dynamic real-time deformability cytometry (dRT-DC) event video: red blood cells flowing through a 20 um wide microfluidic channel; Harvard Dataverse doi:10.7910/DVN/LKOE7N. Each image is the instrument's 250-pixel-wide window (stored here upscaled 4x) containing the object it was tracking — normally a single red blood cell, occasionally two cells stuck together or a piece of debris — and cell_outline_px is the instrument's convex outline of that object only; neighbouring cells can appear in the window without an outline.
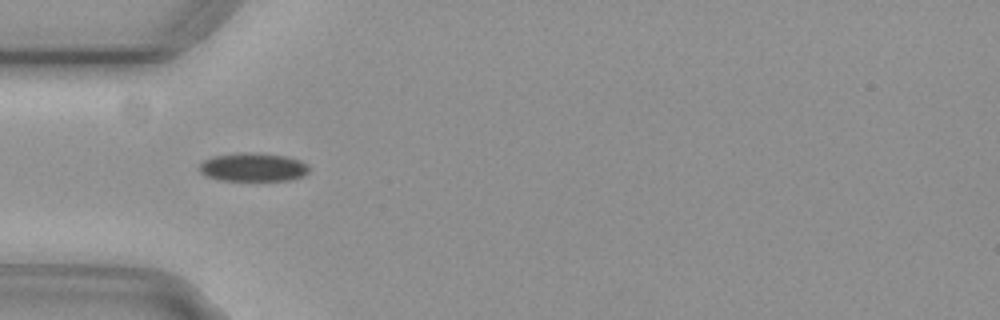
{"species": "common noctule bat (a hibernating species)", "species_latin": "Nyctalus noctula", "temperature_condition": "cold", "stored_images_in_passage": 39, "camera_frame_rate_fps": 3000, "um_per_image_px": 0.085, "animal": {"sex": "female", "body_mass_g": 29.2, "forearm_length_mm": 56.3}, "frame": {"image": 1, "passage_image": 1, "time_ms": 0.0, "image_size_px": [1000, 320], "cell_outline_px": [[308, 172], [304, 176], [292, 180], [220, 180], [204, 176], [196, 168], [204, 160], [212, 156], [236, 152], [248, 152], [284, 156], [300, 160], [308, 164]], "centroid_in_image_um": [21.47, 14.21], "position_along_channel_um": 63.5, "area_um2": 18.44}}
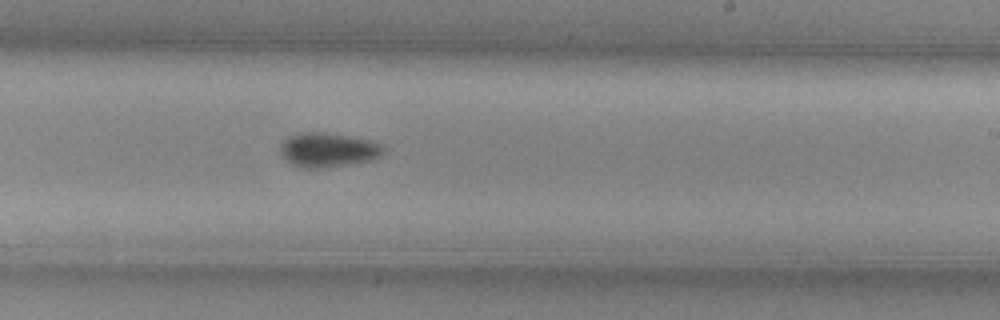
{"frame": {"image": 2, "passage_image": 17, "time_ms": 5.333, "image_size_px": [1000, 320], "cell_outline_px": [[388, 148], [376, 160], [324, 168], [300, 168], [292, 164], [280, 152], [280, 144], [288, 136], [300, 132], [320, 132], [348, 136], [372, 140]], "centroid_in_image_um": [27.93, 12.75], "position_along_channel_um": 261.1, "area_um2": 20.92}}
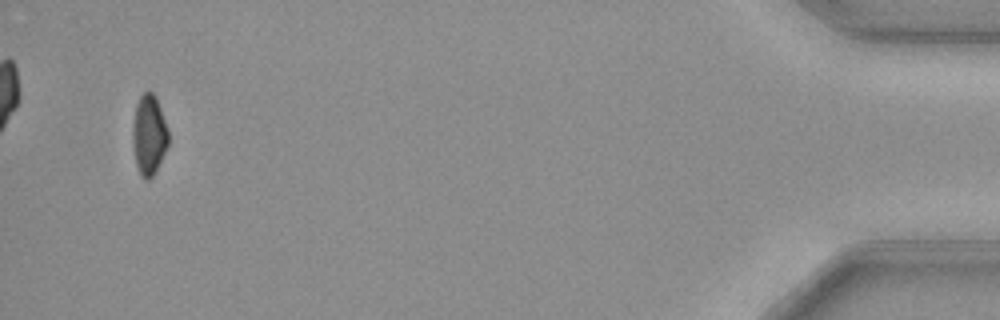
{"frame": {"image": 3, "passage_image": 37, "time_ms": 12.0, "image_size_px": [1000, 320], "cell_outline_px": [[168, 144], [152, 176], [148, 180], [144, 180], [140, 176], [136, 164], [132, 136], [132, 132], [136, 104], [140, 96], [144, 92], [152, 92], [156, 96], [168, 128]], "centroid_in_image_um": [12.66, 11.45], "position_along_channel_um": 422.5, "area_um2": 16.47}, "authors_computed_cell_mechanics": {"area_um2": 18.6116, "velocity_mm_per_s": 3.7331, "shape_relaxation_time_tau1_ms": 6.777, "shape_relaxation_time_tau2_ms": null, "deformation_change_tau1": 0.1086, "deformation_change_tau2": null}}